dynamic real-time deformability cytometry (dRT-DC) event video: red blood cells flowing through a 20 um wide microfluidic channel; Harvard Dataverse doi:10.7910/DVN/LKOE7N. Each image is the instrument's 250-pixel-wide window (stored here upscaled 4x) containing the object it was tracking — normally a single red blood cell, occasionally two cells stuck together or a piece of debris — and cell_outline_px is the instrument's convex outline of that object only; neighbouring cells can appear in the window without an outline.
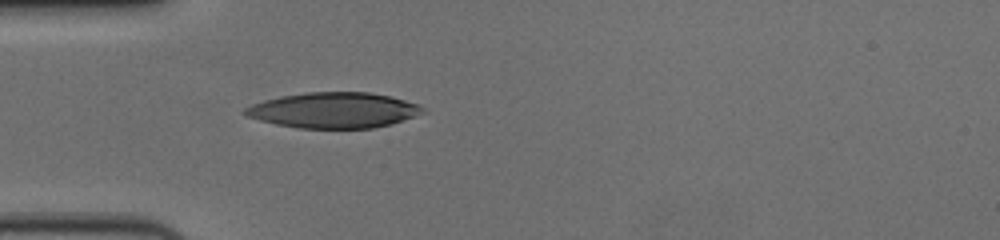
{"species": "human", "species_latin": "Homo sapiens", "temperature_condition": "cold", "stored_images_in_passage": 34, "camera_frame_rate_fps": 3000, "um_per_image_px": 0.085, "donor": {"sex": "female"}, "frame": {"image": 1, "passage_image": 1, "time_ms": 0.0, "image_size_px": [1000, 240], "cell_outline_px": [[424, 112], [392, 124], [372, 128], [300, 128], [276, 124], [244, 116], [240, 112], [244, 108], [252, 104], [264, 100], [280, 96], [304, 92], [368, 92], [392, 96], [420, 104], [424, 108]], "centroid_in_image_um": [28.34, 9.36], "position_along_channel_um": 56.7, "area_um2": 37.05}}
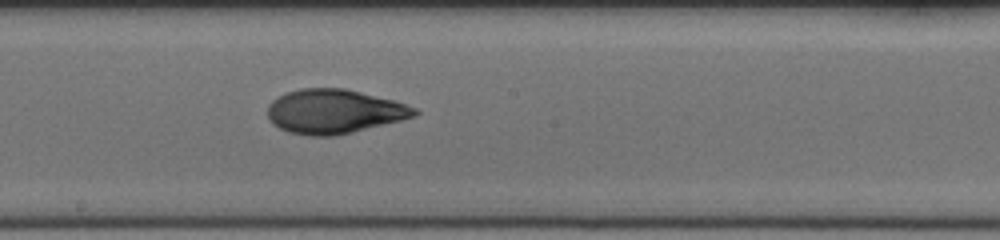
{"frame": {"image": 2, "passage_image": 15, "time_ms": 4.667, "image_size_px": [1000, 240], "cell_outline_px": [[420, 112], [416, 116], [336, 136], [308, 136], [288, 132], [272, 124], [268, 116], [268, 104], [276, 96], [284, 92], [300, 88], [344, 88], [392, 100], [416, 108]], "centroid_in_image_um": [28.35, 9.47], "position_along_channel_um": 219.9, "area_um2": 37.86}}
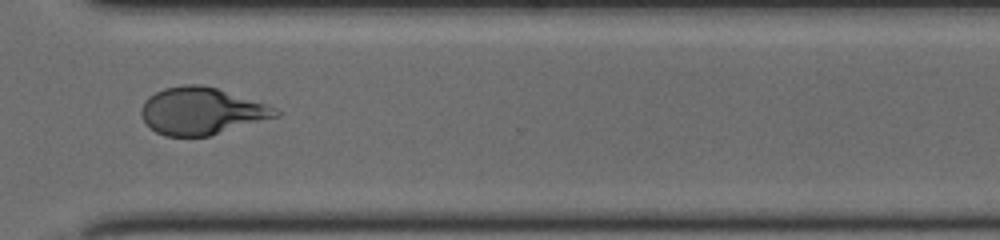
{"frame": {"image": 3, "passage_image": 26, "time_ms": 8.333, "image_size_px": [1000, 240], "cell_outline_px": [[280, 116], [208, 136], [164, 136], [156, 132], [140, 116], [140, 112], [144, 100], [148, 96], [164, 88], [184, 84], [200, 84], [216, 88], [276, 108], [280, 112]], "centroid_in_image_um": [17.09, 9.44], "position_along_channel_um": 353.5, "area_um2": 36.59}, "authors_computed_cell_mechanics": {"area_um2": 37.1365, "velocity_mm_per_s": 3.6372, "shape_relaxation_time_tau1_ms": 4.714, "shape_relaxation_time_tau2_ms": 2.3859, "deformation_change_tau1": 0.1991, "deformation_change_tau2": 0.0773}}